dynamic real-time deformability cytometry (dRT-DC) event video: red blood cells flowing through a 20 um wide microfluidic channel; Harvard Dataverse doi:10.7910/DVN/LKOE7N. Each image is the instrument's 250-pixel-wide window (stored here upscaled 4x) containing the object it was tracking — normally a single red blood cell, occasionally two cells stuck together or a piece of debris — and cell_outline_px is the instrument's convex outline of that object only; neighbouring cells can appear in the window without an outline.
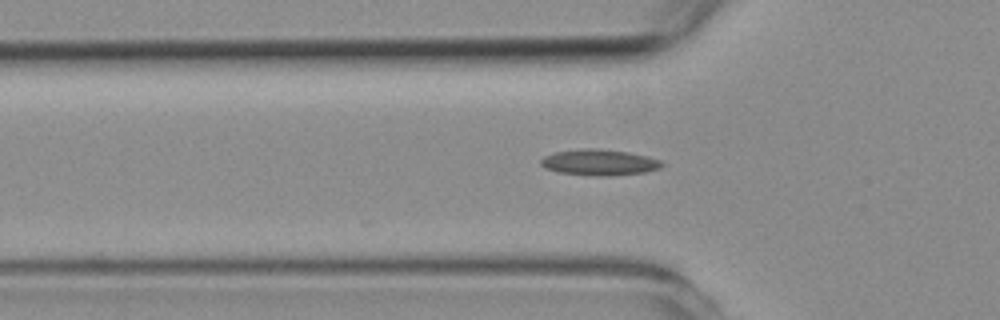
{"species": "common noctule bat (a hibernating species)", "species_latin": "Nyctalus noctula", "temperature_condition": "room temperature", "stored_images_in_passage": 29, "camera_frame_rate_fps": 3000, "um_per_image_px": 0.085, "animal": {"sex": "female", "body_mass_g": 19.3, "forearm_length_mm": 54.1}, "frame": {"image": 1, "passage_image": 4, "time_ms": 1.0, "image_size_px": [1000, 320], "cell_outline_px": [[664, 164], [660, 168], [644, 172], [608, 176], [588, 176], [556, 172], [544, 168], [540, 164], [540, 160], [544, 156], [556, 152], [580, 148], [600, 148], [628, 152], [648, 156], [660, 160]], "centroid_in_image_um": [50.91, 13.8], "position_along_channel_um": 74.9, "area_um2": 18.61}}
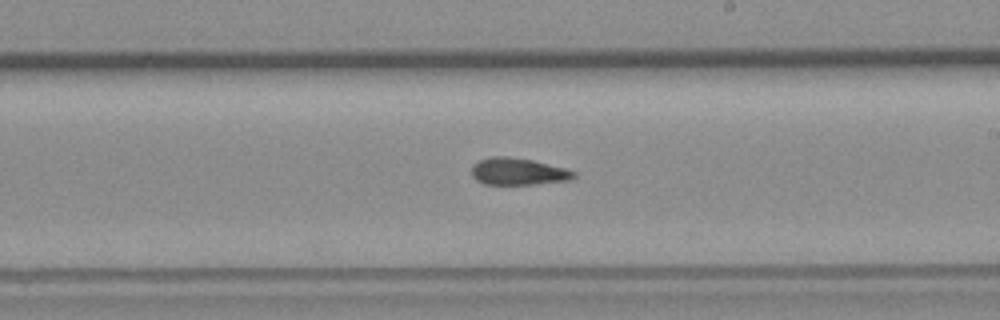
{"frame": {"image": 2, "passage_image": 18, "time_ms": 5.667, "image_size_px": [1000, 320], "cell_outline_px": [[576, 176], [568, 180], [536, 184], [484, 184], [476, 180], [472, 176], [472, 164], [480, 160], [492, 156], [508, 156], [532, 160], [564, 168], [576, 172]], "centroid_in_image_um": [44.01, 14.58], "position_along_channel_um": 245.0, "area_um2": 16.01}}
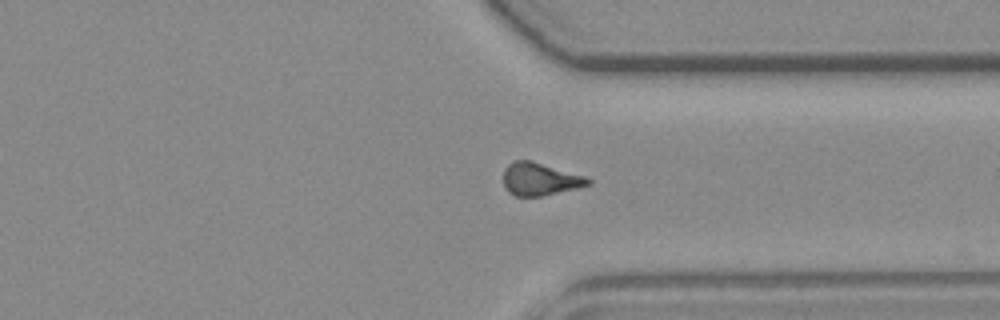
{"frame": {"image": 3, "passage_image": 28, "time_ms": 9.0, "image_size_px": [1000, 320], "cell_outline_px": [[592, 184], [576, 188], [540, 196], [516, 196], [508, 192], [504, 184], [504, 168], [508, 164], [516, 160], [532, 160], [584, 176], [592, 180]], "centroid_in_image_um": [45.88, 15.21], "position_along_channel_um": 365.5, "area_um2": 16.01}}